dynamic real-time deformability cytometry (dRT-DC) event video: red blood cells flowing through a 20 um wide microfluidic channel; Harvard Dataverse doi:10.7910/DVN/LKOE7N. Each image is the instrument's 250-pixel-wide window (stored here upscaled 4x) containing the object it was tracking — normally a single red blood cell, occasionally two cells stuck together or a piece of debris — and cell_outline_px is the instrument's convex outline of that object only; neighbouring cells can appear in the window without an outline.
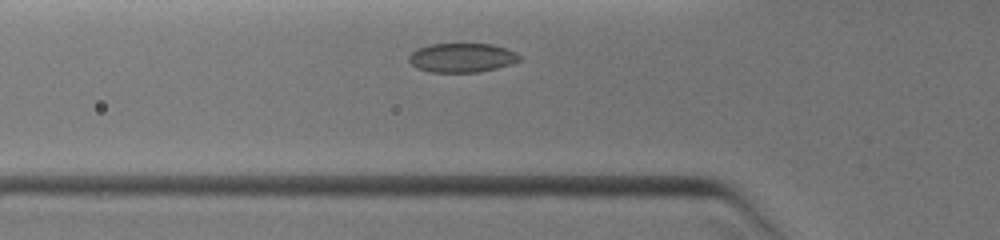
{"species": "common noctule bat (a hibernating species)", "species_latin": "Nyctalus noctula", "temperature_condition": "warm", "stored_images_in_passage": 19, "camera_frame_rate_fps": 3000, "um_per_image_px": 0.085, "animal": {"sex": "female", "body_mass_g": 19.0, "forearm_length_mm": 51.5}, "frame": {"image": 1, "passage_image": 4, "time_ms": 1.0, "image_size_px": [1000, 240], "cell_outline_px": [[524, 60], [512, 64], [480, 72], [432, 72], [416, 68], [408, 60], [408, 56], [416, 48], [432, 44], [492, 44], [516, 52]], "centroid_in_image_um": [39.28, 4.91], "position_along_channel_um": 86.5, "area_um2": 18.9}}
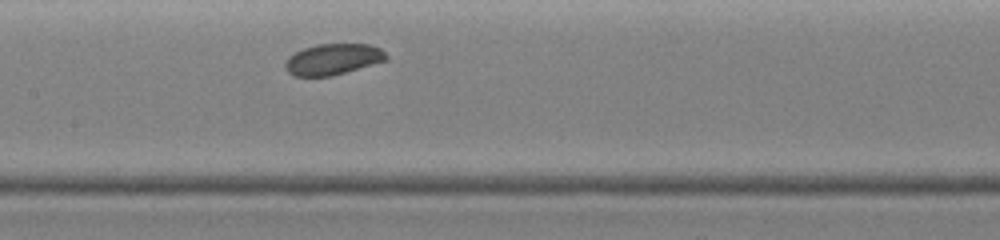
{"frame": {"image": 2, "passage_image": 9, "time_ms": 3.0, "image_size_px": [1000, 240], "cell_outline_px": [[388, 60], [332, 76], [292, 76], [284, 68], [284, 64], [288, 56], [304, 48], [316, 44], [368, 44], [380, 48], [388, 56]], "centroid_in_image_um": [28.28, 5.04], "position_along_channel_um": 179.1, "area_um2": 18.38}}
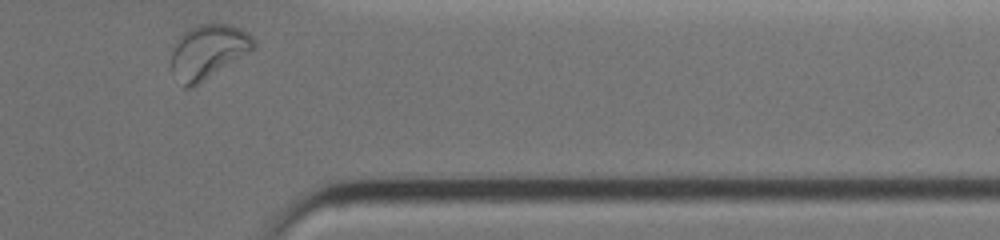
{"frame": {"image": 3, "passage_image": 19, "time_ms": 7.667, "image_size_px": [1000, 240], "cell_outline_px": [[256, 48], [252, 52], [192, 88], [184, 88], [172, 72], [172, 48], [176, 40], [188, 28], [196, 24], [228, 24], [240, 28], [248, 32], [256, 40]], "centroid_in_image_um": [17.73, 4.39], "position_along_channel_um": 393.7, "area_um2": 26.47}}